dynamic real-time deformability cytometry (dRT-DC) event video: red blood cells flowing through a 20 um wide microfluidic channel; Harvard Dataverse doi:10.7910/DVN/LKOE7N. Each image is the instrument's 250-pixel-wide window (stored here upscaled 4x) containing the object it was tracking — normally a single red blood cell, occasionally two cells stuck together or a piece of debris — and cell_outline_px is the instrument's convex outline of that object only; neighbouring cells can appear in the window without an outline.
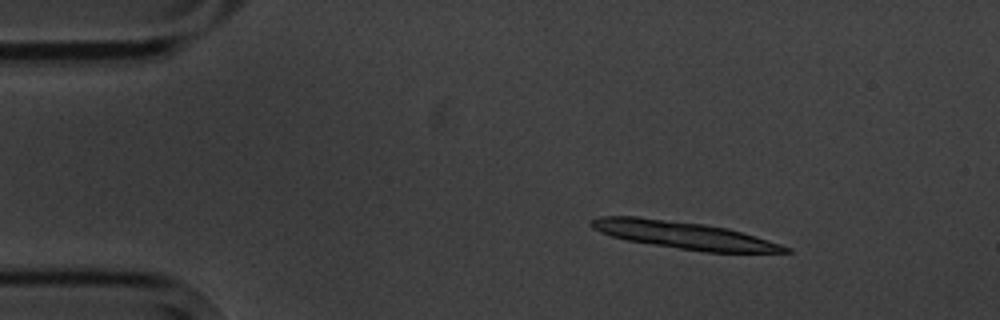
{"species": "common noctule bat (a hibernating species)", "species_latin": "Nyctalus noctula", "temperature_condition": "cold", "stored_images_in_passage": 5, "camera_frame_rate_fps": 3000, "um_per_image_px": 0.085, "animal": {"sex": "male", "body_mass_g": 20.1, "forearm_length_mm": 53.5}, "frame": {"image": 1, "passage_image": 3, "time_ms": 2.333, "image_size_px": [1000, 320], "cell_outline_px": [[792, 252], [704, 252], [628, 240], [612, 236], [600, 232], [592, 228], [588, 224], [592, 220], [600, 216], [636, 216], [704, 224], [728, 228], [780, 244], [792, 248]], "centroid_in_image_um": [58.1, 19.98], "position_along_channel_um": 26.9, "area_um2": 30.46}}